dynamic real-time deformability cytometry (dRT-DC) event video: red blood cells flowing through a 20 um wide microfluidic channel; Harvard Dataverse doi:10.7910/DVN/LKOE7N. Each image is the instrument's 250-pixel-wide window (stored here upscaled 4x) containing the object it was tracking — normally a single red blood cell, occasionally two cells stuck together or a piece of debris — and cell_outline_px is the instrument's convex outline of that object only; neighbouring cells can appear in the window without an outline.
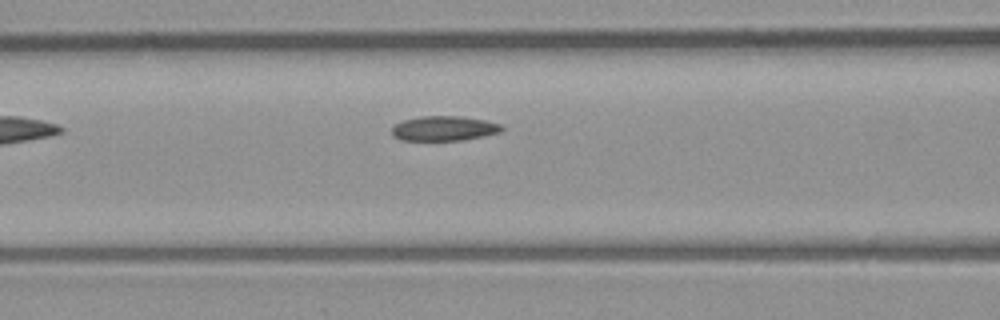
{"species": "common noctule bat (a hibernating species)", "species_latin": "Nyctalus noctula", "temperature_condition": "room temperature", "stored_images_in_passage": 4, "camera_frame_rate_fps": 3000, "um_per_image_px": 0.085, "animal": {"sex": "male", "body_mass_g": 23.1, "forearm_length_mm": 52.7}, "frame": {"image": 1, "passage_image": 4, "time_ms": 4.333, "image_size_px": [1000, 320], "cell_outline_px": [[504, 128], [500, 132], [484, 136], [460, 140], [400, 140], [392, 136], [392, 128], [396, 124], [404, 120], [420, 116], [460, 116], [484, 120], [500, 124]], "centroid_in_image_um": [37.73, 10.91], "position_along_channel_um": 128.9, "area_um2": 15.78}}